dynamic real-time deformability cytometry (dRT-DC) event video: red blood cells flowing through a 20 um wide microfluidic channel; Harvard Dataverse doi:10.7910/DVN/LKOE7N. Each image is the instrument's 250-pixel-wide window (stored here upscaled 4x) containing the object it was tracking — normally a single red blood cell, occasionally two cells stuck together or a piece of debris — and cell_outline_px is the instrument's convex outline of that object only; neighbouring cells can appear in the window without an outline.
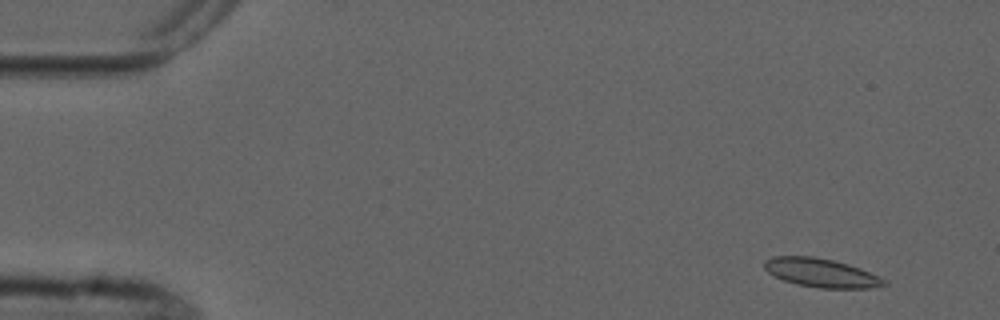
{"species": "common noctule bat (a hibernating species)", "species_latin": "Nyctalus noctula", "temperature_condition": "cold", "stored_images_in_passage": 4, "camera_frame_rate_fps": 3000, "um_per_image_px": 0.085, "animal": {"sex": "male", "forearm_length_mm": 52.5}, "frame": {"image": 1, "passage_image": 1, "time_ms": 0.0, "image_size_px": [1000, 320], "cell_outline_px": [[888, 284], [868, 288], [820, 288], [796, 284], [784, 280], [768, 272], [764, 268], [764, 260], [772, 256], [812, 256], [832, 260], [848, 264], [860, 268], [888, 280]], "centroid_in_image_um": [69.8, 23.19], "position_along_channel_um": 15.2, "area_um2": 20.0}}